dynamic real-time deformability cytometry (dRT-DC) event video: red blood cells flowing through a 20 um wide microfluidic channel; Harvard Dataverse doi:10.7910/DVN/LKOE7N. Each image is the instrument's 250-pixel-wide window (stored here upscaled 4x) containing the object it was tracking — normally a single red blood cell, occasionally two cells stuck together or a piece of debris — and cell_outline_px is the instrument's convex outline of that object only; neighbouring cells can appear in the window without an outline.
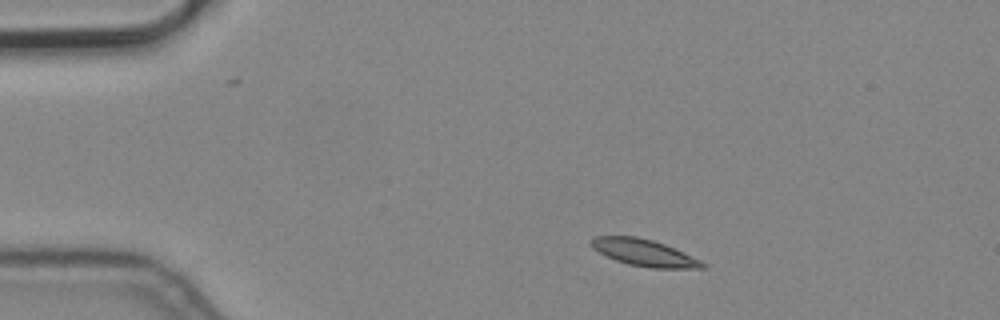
{"species": "common noctule bat (a hibernating species)", "species_latin": "Nyctalus noctula", "temperature_condition": "cold", "stored_images_in_passage": 3, "camera_frame_rate_fps": 3000, "um_per_image_px": 0.085, "animal": {"sex": "male", "body_mass_g": 19.2, "forearm_length_mm": 51.8}, "frame": {"image": 1, "passage_image": 1, "time_ms": 0.0, "image_size_px": [1000, 320], "cell_outline_px": [[708, 264], [704, 268], [652, 268], [628, 264], [616, 260], [592, 248], [588, 244], [588, 240], [592, 236], [636, 236], [652, 240], [664, 244], [692, 256]], "centroid_in_image_um": [54.71, 21.47], "position_along_channel_um": 30.3, "area_um2": 17.34}}